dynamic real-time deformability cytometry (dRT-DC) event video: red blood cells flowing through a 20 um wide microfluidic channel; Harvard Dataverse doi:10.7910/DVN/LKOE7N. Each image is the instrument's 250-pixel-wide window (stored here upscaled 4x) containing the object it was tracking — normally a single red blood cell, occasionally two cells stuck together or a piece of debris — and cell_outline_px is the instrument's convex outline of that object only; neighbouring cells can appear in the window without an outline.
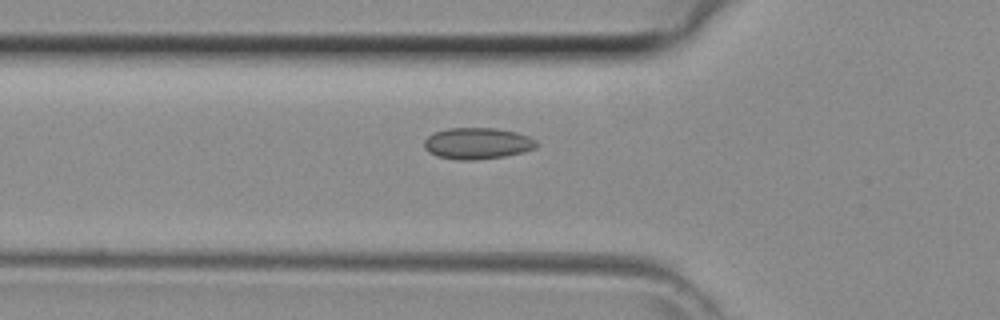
{"species": "common noctule bat (a hibernating species)", "species_latin": "Nyctalus noctula", "temperature_condition": "room temperature", "stored_images_in_passage": 28, "camera_frame_rate_fps": 3000, "um_per_image_px": 0.085, "animal": {"sex": "female", "body_mass_g": 29.2, "forearm_length_mm": 56.3}, "frame": {"image": 1, "passage_image": 4, "time_ms": 1.0, "image_size_px": [1000, 320], "cell_outline_px": [[536, 148], [524, 152], [504, 156], [476, 160], [460, 160], [436, 156], [428, 152], [424, 148], [424, 140], [428, 136], [436, 132], [448, 128], [496, 128], [516, 132], [528, 136], [536, 140]], "centroid_in_image_um": [40.57, 12.19], "position_along_channel_um": 85.2, "area_um2": 20.58}}
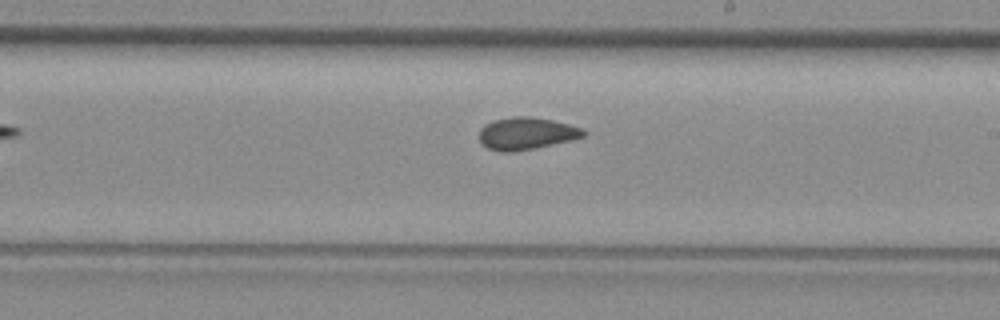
{"frame": {"image": 2, "passage_image": 14, "time_ms": 4.333, "image_size_px": [1000, 320], "cell_outline_px": [[588, 132], [584, 136], [568, 140], [532, 148], [512, 152], [500, 152], [488, 148], [480, 144], [480, 128], [484, 124], [496, 120], [516, 116], [528, 116], [552, 120], [584, 128]], "centroid_in_image_um": [44.72, 11.34], "position_along_channel_um": 244.3, "area_um2": 19.36}}
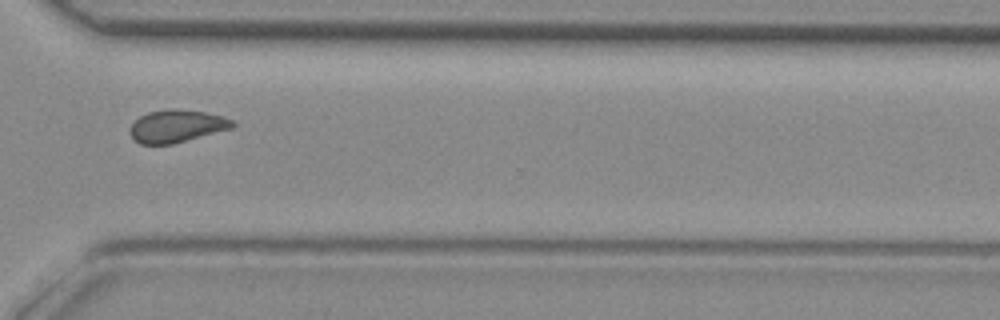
{"frame": {"image": 3, "passage_image": 21, "time_ms": 6.667, "image_size_px": [1000, 320], "cell_outline_px": [[236, 124], [232, 128], [172, 144], [140, 144], [132, 136], [132, 124], [140, 116], [148, 112], [204, 112], [220, 116], [232, 120]], "centroid_in_image_um": [15.04, 10.77], "position_along_channel_um": 355.6, "area_um2": 18.21}}